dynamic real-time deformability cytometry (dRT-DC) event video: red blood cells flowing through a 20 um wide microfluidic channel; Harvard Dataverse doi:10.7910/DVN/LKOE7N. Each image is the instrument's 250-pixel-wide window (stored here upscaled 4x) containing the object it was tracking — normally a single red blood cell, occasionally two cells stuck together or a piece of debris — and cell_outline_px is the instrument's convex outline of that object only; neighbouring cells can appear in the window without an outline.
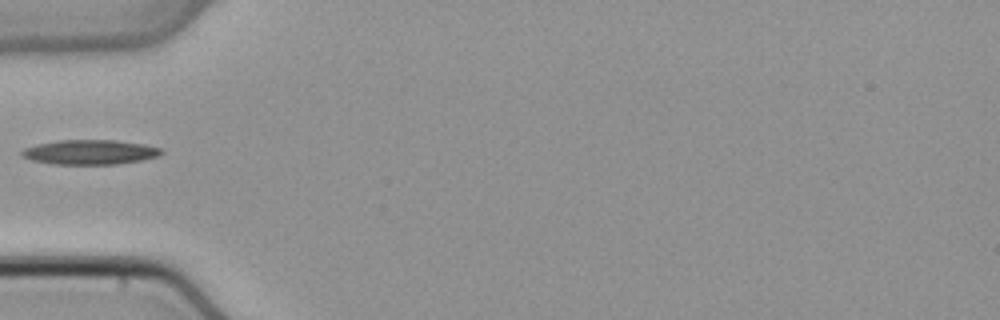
{"species": "common noctule bat (a hibernating species)", "species_latin": "Nyctalus noctula", "temperature_condition": "cold", "stored_images_in_passage": 33, "camera_frame_rate_fps": 3000, "um_per_image_px": 0.085, "animal": {"sex": "male", "body_mass_g": 21.5, "forearm_length_mm": 52.0}, "frame": {"image": 1, "passage_image": 1, "time_ms": 0.0, "image_size_px": [1000, 320], "cell_outline_px": [[164, 152], [160, 156], [140, 160], [116, 164], [52, 164], [32, 160], [24, 156], [20, 152], [24, 148], [36, 144], [60, 140], [116, 140], [144, 144], [160, 148]], "centroid_in_image_um": [7.66, 12.93], "position_along_channel_um": 77.3, "area_um2": 20.0}}
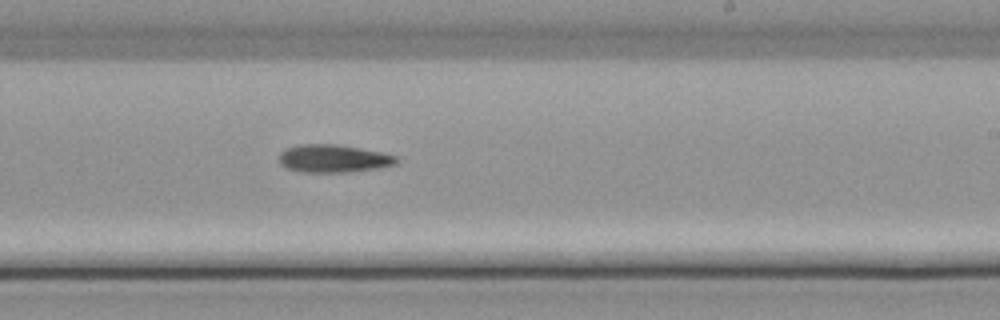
{"frame": {"image": 2, "passage_image": 14, "time_ms": 4.333, "image_size_px": [1000, 320], "cell_outline_px": [[400, 160], [396, 164], [376, 168], [348, 172], [304, 172], [288, 168], [280, 164], [280, 152], [284, 148], [300, 144], [336, 144], [380, 152], [396, 156]], "centroid_in_image_um": [28.32, 13.47], "position_along_channel_um": 260.7, "area_um2": 18.9}}
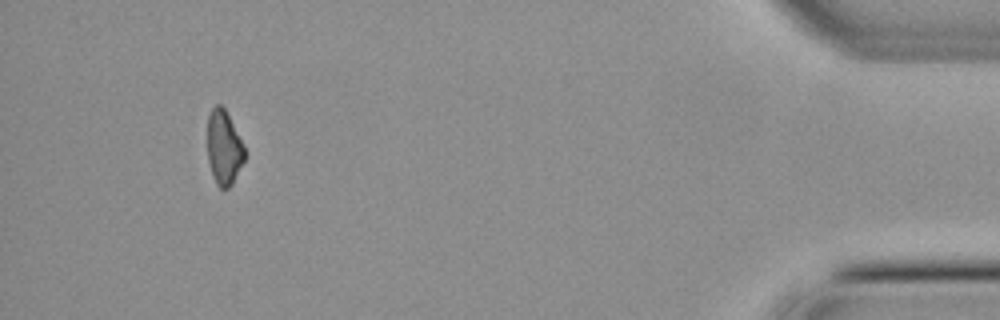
{"frame": {"image": 3, "passage_image": 30, "time_ms": 9.667, "image_size_px": [1000, 320], "cell_outline_px": [[244, 160], [232, 184], [228, 188], [220, 188], [216, 184], [208, 160], [208, 116], [212, 108], [216, 104], [220, 104], [224, 108], [244, 144]], "centroid_in_image_um": [19.03, 12.54], "position_along_channel_um": 416.2, "area_um2": 15.9}}